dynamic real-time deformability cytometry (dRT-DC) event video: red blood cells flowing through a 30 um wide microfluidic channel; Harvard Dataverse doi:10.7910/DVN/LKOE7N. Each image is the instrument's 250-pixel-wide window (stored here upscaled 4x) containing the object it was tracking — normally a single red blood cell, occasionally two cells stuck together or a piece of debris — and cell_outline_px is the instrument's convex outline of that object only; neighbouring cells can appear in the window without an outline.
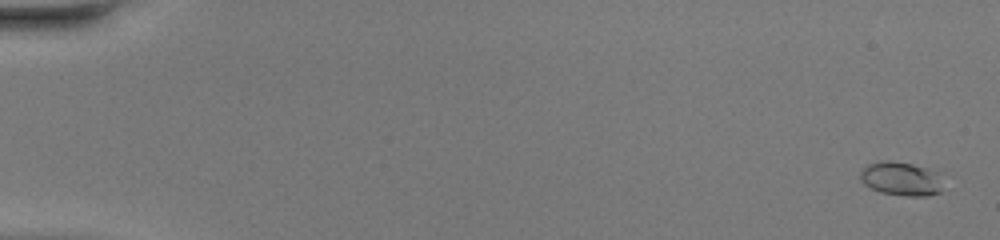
{"species": "common noctule bat (a hibernating species)", "species_latin": "Nyctalus noctula", "temperature_condition": "warm", "stored_images_in_passage": 49, "camera_frame_rate_fps": 3000, "um_per_image_px": 0.085, "animal": {"sex": "female", "body_mass_g": 20.0, "forearm_length_mm": 54.0}, "frame": {"image": 1, "passage_image": 2, "time_ms": 0.333, "image_size_px": [1000, 240], "cell_outline_px": [[940, 192], [928, 196], [908, 196], [880, 192], [864, 184], [860, 180], [860, 172], [868, 164], [884, 160], [892, 160], [912, 164], [936, 172], [940, 188]], "centroid_in_image_um": [76.52, 15.19], "position_along_channel_um": 8.5, "area_um2": 15.95}}
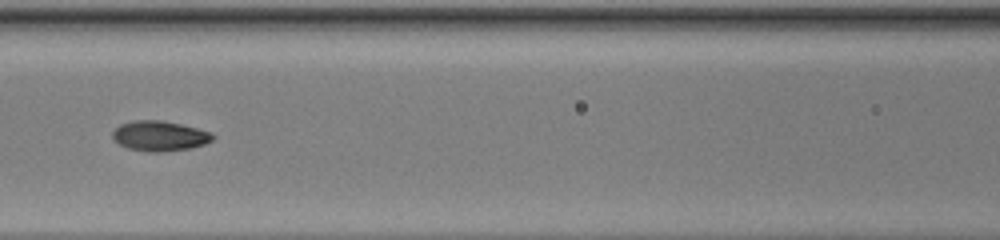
{"frame": {"image": 2, "passage_image": 24, "time_ms": 7.667, "image_size_px": [1000, 240], "cell_outline_px": [[216, 136], [212, 140], [204, 144], [192, 148], [156, 152], [148, 152], [128, 148], [120, 144], [112, 136], [112, 132], [120, 124], [132, 120], [160, 120], [180, 124], [212, 132]], "centroid_in_image_um": [13.58, 11.55], "position_along_channel_um": 153.0, "area_um2": 17.51}}
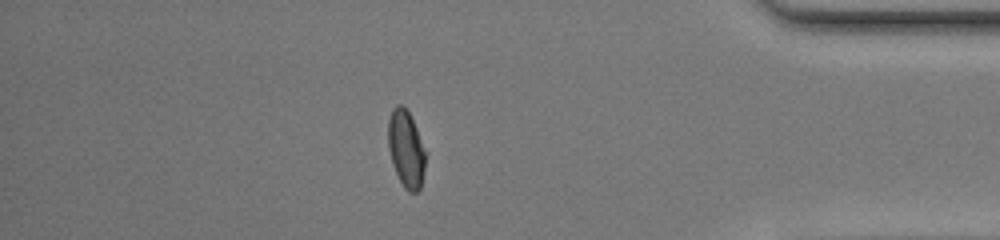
{"frame": {"image": 3, "passage_image": 43, "time_ms": 14.0, "image_size_px": [1000, 240], "cell_outline_px": [[424, 168], [420, 188], [416, 192], [408, 192], [404, 188], [392, 164], [388, 148], [388, 120], [392, 108], [396, 104], [400, 104], [408, 112], [416, 128], [424, 152]], "centroid_in_image_um": [34.47, 12.66], "position_along_channel_um": 400.7, "area_um2": 16.36}, "authors_computed_cell_mechanics": {"area_um2": 16.473, "velocity_mm_per_s": 4.3914, "shape_relaxation_time_tau1_ms": 3.5686, "shape_relaxation_time_tau2_ms": 1.2006, "deformation_change_tau1": 0.1902, "deformation_change_tau2": 0.0582}}